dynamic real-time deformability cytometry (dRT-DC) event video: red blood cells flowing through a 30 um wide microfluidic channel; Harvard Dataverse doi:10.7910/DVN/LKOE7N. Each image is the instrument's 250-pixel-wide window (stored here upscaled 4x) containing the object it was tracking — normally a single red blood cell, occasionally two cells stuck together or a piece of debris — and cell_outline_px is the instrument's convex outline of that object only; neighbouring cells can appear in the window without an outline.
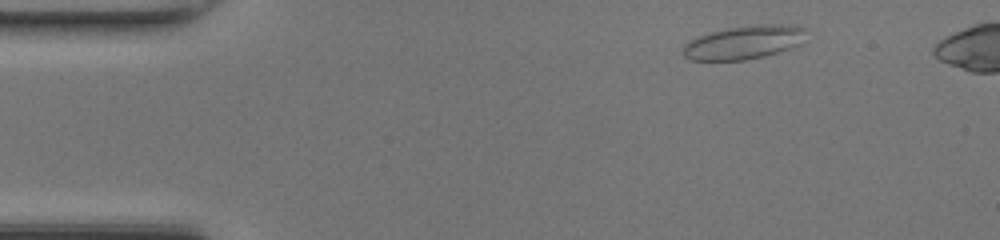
{"species": "common noctule bat (a hibernating species)", "species_latin": "Nyctalus noctula", "temperature_condition": "room temperature", "stored_images_in_passage": 43, "camera_frame_rate_fps": 3000, "um_per_image_px": 0.085, "animal": {"sex": "female", "body_mass_g": 17.0, "forearm_length_mm": 48.0}, "frame": {"image": 1, "passage_image": 4, "time_ms": 1.0, "image_size_px": [1000, 240], "cell_outline_px": [[804, 28], [800, 44], [764, 56], [744, 60], [688, 60], [684, 56], [684, 44], [700, 36], [712, 32], [728, 28], [756, 24], [796, 24]], "centroid_in_image_um": [63.22, 3.59], "position_along_channel_um": 21.8, "area_um2": 23.64}}
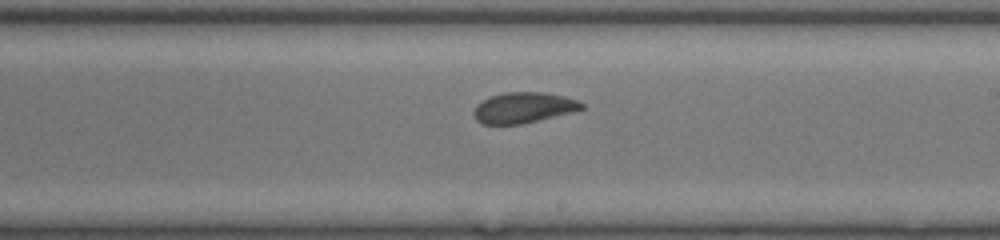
{"frame": {"image": 2, "passage_image": 25, "time_ms": 8.0, "image_size_px": [1000, 240], "cell_outline_px": [[584, 108], [572, 112], [540, 120], [520, 124], [484, 124], [476, 120], [472, 112], [476, 104], [492, 96], [504, 92], [544, 92], [564, 96], [576, 100], [584, 104]], "centroid_in_image_um": [44.49, 9.15], "position_along_channel_um": 244.5, "area_um2": 19.25}}
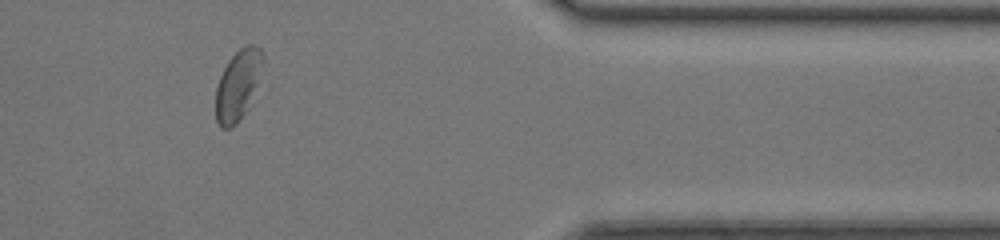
{"frame": {"image": 3, "passage_image": 37, "time_ms": 12.0, "image_size_px": [1000, 240], "cell_outline_px": [[264, 60], [256, 84], [244, 112], [236, 124], [232, 128], [220, 128], [216, 120], [216, 88], [220, 76], [228, 60], [240, 48], [248, 44], [252, 44], [260, 48], [264, 56]], "centroid_in_image_um": [20.19, 7.2], "position_along_channel_um": 391.2, "area_um2": 18.73}, "authors_computed_cell_mechanics": {"area_um2": 20.1144, "velocity_mm_per_s": 4.3318, "shape_relaxation_time_tau1_ms": 8.5101, "shape_relaxation_time_tau2_ms": 0.8742, "deformation_change_tau1": 0.1691, "deformation_change_tau2": 0.0459}}